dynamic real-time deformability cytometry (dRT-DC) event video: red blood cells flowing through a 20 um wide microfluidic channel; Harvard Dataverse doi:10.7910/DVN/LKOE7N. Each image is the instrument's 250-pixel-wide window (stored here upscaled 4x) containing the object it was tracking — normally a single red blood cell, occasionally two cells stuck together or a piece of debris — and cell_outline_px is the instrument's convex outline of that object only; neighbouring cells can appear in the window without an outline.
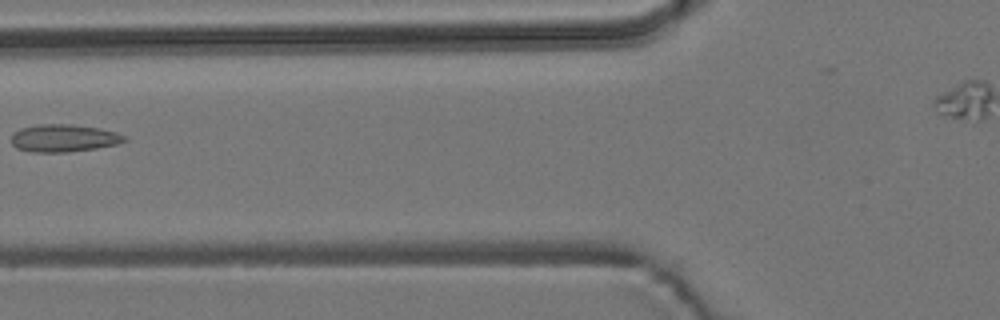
{"species": "common noctule bat (a hibernating species)", "species_latin": "Nyctalus noctula", "temperature_condition": "room temperature", "stored_images_in_passage": 9, "camera_frame_rate_fps": 3000, "um_per_image_px": 0.085, "animal": {"sex": "male", "body_mass_g": 19.2, "forearm_length_mm": 51.8}, "frame": {"image": 1, "passage_image": 4, "time_ms": 1.0, "image_size_px": [1000, 320], "cell_outline_px": [[128, 140], [116, 144], [96, 148], [68, 152], [32, 152], [16, 148], [12, 144], [12, 136], [20, 128], [40, 124], [72, 124], [96, 128], [116, 132], [124, 136]], "centroid_in_image_um": [5.4, 11.74], "position_along_channel_um": 120.4, "area_um2": 17.98}}